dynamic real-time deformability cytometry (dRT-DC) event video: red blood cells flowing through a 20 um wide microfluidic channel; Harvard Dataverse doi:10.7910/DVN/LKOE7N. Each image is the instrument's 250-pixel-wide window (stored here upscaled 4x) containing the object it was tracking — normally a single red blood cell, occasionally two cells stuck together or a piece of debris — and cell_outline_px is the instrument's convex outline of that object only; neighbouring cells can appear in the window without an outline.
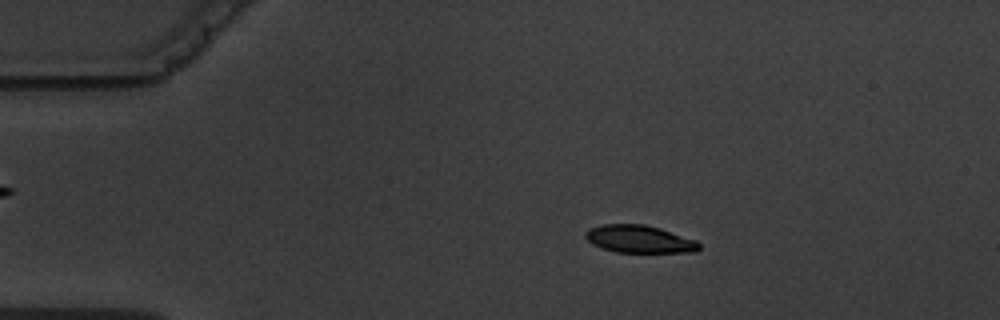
{"species": "common noctule bat (a hibernating species)", "species_latin": "Nyctalus noctula", "temperature_condition": "warm", "stored_images_in_passage": 11, "camera_frame_rate_fps": 3000, "um_per_image_px": 0.085, "animal": {"sex": "male", "body_mass_g": 19.5, "forearm_length_mm": 54.6}, "frame": {"image": 1, "passage_image": 2, "time_ms": 2.0, "image_size_px": [1000, 320], "cell_outline_px": [[700, 248], [696, 252], [616, 252], [592, 244], [584, 236], [584, 232], [588, 228], [604, 224], [644, 224], [660, 228], [696, 240], [700, 244]], "centroid_in_image_um": [54.34, 20.31], "position_along_channel_um": 30.7, "area_um2": 18.26}}
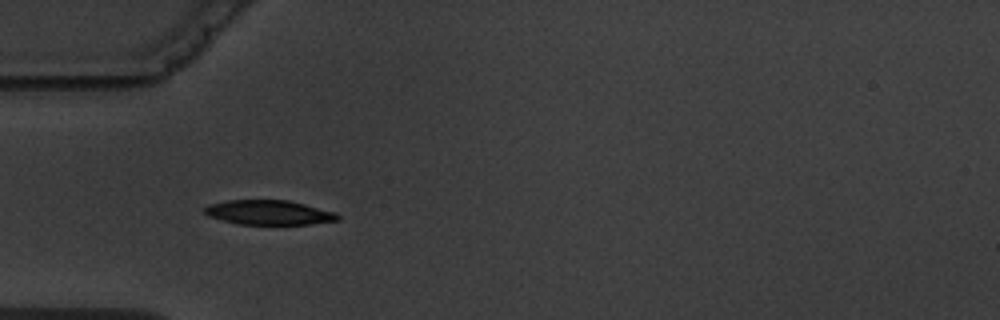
{"frame": {"image": 2, "passage_image": 4, "time_ms": 4.333, "image_size_px": [1000, 320], "cell_outline_px": [[340, 220], [308, 224], [240, 224], [208, 216], [204, 212], [204, 208], [208, 204], [228, 200], [288, 200], [336, 212], [340, 216]], "centroid_in_image_um": [22.87, 18.05], "position_along_channel_um": 62.1, "area_um2": 18.96}}
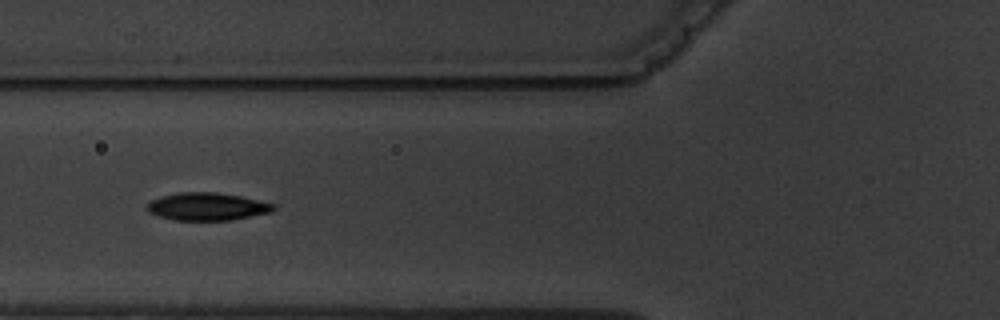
{"frame": {"image": 3, "passage_image": 5, "time_ms": 5.667, "image_size_px": [1000, 320], "cell_outline_px": [[276, 208], [272, 212], [232, 220], [172, 220], [148, 212], [144, 208], [152, 200], [160, 196], [180, 192], [216, 192], [240, 196], [276, 204]], "centroid_in_image_um": [17.61, 17.56], "position_along_channel_um": 108.2, "area_um2": 20.52}}